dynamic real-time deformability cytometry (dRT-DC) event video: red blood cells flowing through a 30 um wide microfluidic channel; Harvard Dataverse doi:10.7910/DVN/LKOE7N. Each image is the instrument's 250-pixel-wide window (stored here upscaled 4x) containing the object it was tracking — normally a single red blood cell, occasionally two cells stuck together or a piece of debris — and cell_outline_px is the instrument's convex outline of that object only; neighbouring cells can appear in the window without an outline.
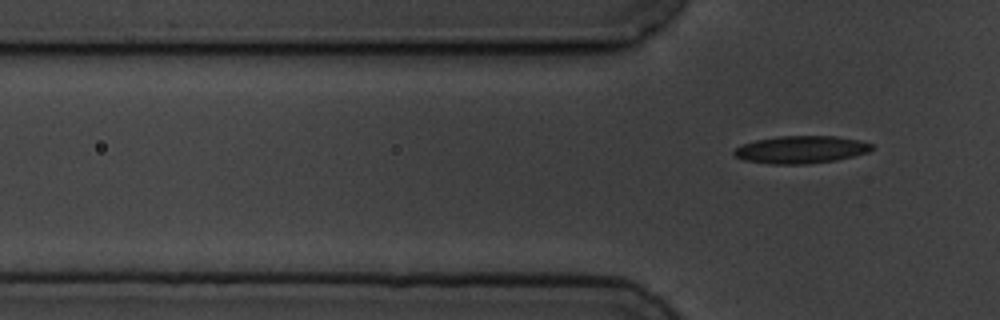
{"species": "common noctule bat (a hibernating species)", "species_latin": "Nyctalus noctula", "temperature_condition": "cold", "stored_images_in_passage": 7, "segment_of_instrument_passage": [2, 2], "camera_frame_rate_fps": 3000, "um_per_image_px": 0.085, "animal": {"sex": "male", "body_mass_g": 19.5, "forearm_length_mm": 54.6}, "frame": {"image": 1, "passage_image": 7, "time_ms": 7.667, "image_size_px": [1000, 320], "cell_outline_px": [[872, 148], [868, 152], [836, 160], [808, 164], [772, 164], [744, 160], [736, 156], [732, 152], [736, 148], [744, 144], [756, 140], [780, 136], [832, 136], [860, 140], [872, 144]], "centroid_in_image_um": [68.08, 12.72], "position_along_channel_um": 57.7, "area_um2": 21.85}}